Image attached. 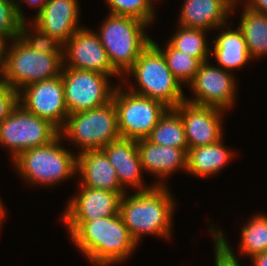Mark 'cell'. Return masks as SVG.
<instances>
[{
  "mask_svg": "<svg viewBox=\"0 0 267 266\" xmlns=\"http://www.w3.org/2000/svg\"><path fill=\"white\" fill-rule=\"evenodd\" d=\"M240 251L253 257L267 251V216L256 215L242 227Z\"/></svg>",
  "mask_w": 267,
  "mask_h": 266,
  "instance_id": "obj_27",
  "label": "cell"
},
{
  "mask_svg": "<svg viewBox=\"0 0 267 266\" xmlns=\"http://www.w3.org/2000/svg\"><path fill=\"white\" fill-rule=\"evenodd\" d=\"M148 23L132 17L109 14L98 34L113 69L121 76L126 73L149 46L145 35Z\"/></svg>",
  "mask_w": 267,
  "mask_h": 266,
  "instance_id": "obj_3",
  "label": "cell"
},
{
  "mask_svg": "<svg viewBox=\"0 0 267 266\" xmlns=\"http://www.w3.org/2000/svg\"><path fill=\"white\" fill-rule=\"evenodd\" d=\"M222 139L216 143L191 148L187 154V171L196 176H209L220 171L233 153L224 148Z\"/></svg>",
  "mask_w": 267,
  "mask_h": 266,
  "instance_id": "obj_22",
  "label": "cell"
},
{
  "mask_svg": "<svg viewBox=\"0 0 267 266\" xmlns=\"http://www.w3.org/2000/svg\"><path fill=\"white\" fill-rule=\"evenodd\" d=\"M60 139L59 134L52 142L25 150L13 160L27 182L51 186L76 174L77 157L59 145Z\"/></svg>",
  "mask_w": 267,
  "mask_h": 266,
  "instance_id": "obj_6",
  "label": "cell"
},
{
  "mask_svg": "<svg viewBox=\"0 0 267 266\" xmlns=\"http://www.w3.org/2000/svg\"><path fill=\"white\" fill-rule=\"evenodd\" d=\"M235 4L234 0H185L179 26L204 30L220 28L226 25L225 20Z\"/></svg>",
  "mask_w": 267,
  "mask_h": 266,
  "instance_id": "obj_19",
  "label": "cell"
},
{
  "mask_svg": "<svg viewBox=\"0 0 267 266\" xmlns=\"http://www.w3.org/2000/svg\"><path fill=\"white\" fill-rule=\"evenodd\" d=\"M78 0H48L37 13L34 25L48 35L55 37L63 45L80 27Z\"/></svg>",
  "mask_w": 267,
  "mask_h": 266,
  "instance_id": "obj_16",
  "label": "cell"
},
{
  "mask_svg": "<svg viewBox=\"0 0 267 266\" xmlns=\"http://www.w3.org/2000/svg\"><path fill=\"white\" fill-rule=\"evenodd\" d=\"M47 1L48 0H26V2H28L29 5L37 7L39 10L38 12H40L43 9Z\"/></svg>",
  "mask_w": 267,
  "mask_h": 266,
  "instance_id": "obj_36",
  "label": "cell"
},
{
  "mask_svg": "<svg viewBox=\"0 0 267 266\" xmlns=\"http://www.w3.org/2000/svg\"><path fill=\"white\" fill-rule=\"evenodd\" d=\"M174 110L182 119L189 149L210 145L222 139L223 109L184 100Z\"/></svg>",
  "mask_w": 267,
  "mask_h": 266,
  "instance_id": "obj_14",
  "label": "cell"
},
{
  "mask_svg": "<svg viewBox=\"0 0 267 266\" xmlns=\"http://www.w3.org/2000/svg\"><path fill=\"white\" fill-rule=\"evenodd\" d=\"M142 170L162 178L179 168L187 170V152L183 149L153 144L147 139L137 141Z\"/></svg>",
  "mask_w": 267,
  "mask_h": 266,
  "instance_id": "obj_20",
  "label": "cell"
},
{
  "mask_svg": "<svg viewBox=\"0 0 267 266\" xmlns=\"http://www.w3.org/2000/svg\"><path fill=\"white\" fill-rule=\"evenodd\" d=\"M215 239V266H240L238 259L234 255L232 248L229 247L227 240L223 237L222 231L212 229Z\"/></svg>",
  "mask_w": 267,
  "mask_h": 266,
  "instance_id": "obj_31",
  "label": "cell"
},
{
  "mask_svg": "<svg viewBox=\"0 0 267 266\" xmlns=\"http://www.w3.org/2000/svg\"><path fill=\"white\" fill-rule=\"evenodd\" d=\"M246 7L267 14V0H248Z\"/></svg>",
  "mask_w": 267,
  "mask_h": 266,
  "instance_id": "obj_33",
  "label": "cell"
},
{
  "mask_svg": "<svg viewBox=\"0 0 267 266\" xmlns=\"http://www.w3.org/2000/svg\"><path fill=\"white\" fill-rule=\"evenodd\" d=\"M117 110L118 131L123 139H146L158 120L169 109L162 102L116 87L113 98Z\"/></svg>",
  "mask_w": 267,
  "mask_h": 266,
  "instance_id": "obj_8",
  "label": "cell"
},
{
  "mask_svg": "<svg viewBox=\"0 0 267 266\" xmlns=\"http://www.w3.org/2000/svg\"><path fill=\"white\" fill-rule=\"evenodd\" d=\"M153 0H106L110 14L132 17L150 24L154 18Z\"/></svg>",
  "mask_w": 267,
  "mask_h": 266,
  "instance_id": "obj_28",
  "label": "cell"
},
{
  "mask_svg": "<svg viewBox=\"0 0 267 266\" xmlns=\"http://www.w3.org/2000/svg\"><path fill=\"white\" fill-rule=\"evenodd\" d=\"M202 62L190 83L196 95L194 99H185L190 103L204 106H214L220 109H229L235 99V81L231 72L219 66H209Z\"/></svg>",
  "mask_w": 267,
  "mask_h": 266,
  "instance_id": "obj_13",
  "label": "cell"
},
{
  "mask_svg": "<svg viewBox=\"0 0 267 266\" xmlns=\"http://www.w3.org/2000/svg\"><path fill=\"white\" fill-rule=\"evenodd\" d=\"M6 42L0 38V74H2L4 68V57H5V45Z\"/></svg>",
  "mask_w": 267,
  "mask_h": 266,
  "instance_id": "obj_35",
  "label": "cell"
},
{
  "mask_svg": "<svg viewBox=\"0 0 267 266\" xmlns=\"http://www.w3.org/2000/svg\"><path fill=\"white\" fill-rule=\"evenodd\" d=\"M24 18L18 3L14 0H0V38L5 42L9 38H18Z\"/></svg>",
  "mask_w": 267,
  "mask_h": 266,
  "instance_id": "obj_29",
  "label": "cell"
},
{
  "mask_svg": "<svg viewBox=\"0 0 267 266\" xmlns=\"http://www.w3.org/2000/svg\"><path fill=\"white\" fill-rule=\"evenodd\" d=\"M207 30L200 28H187L180 26L179 30L169 40V43L178 51L196 57L201 63L208 61L207 40L205 32Z\"/></svg>",
  "mask_w": 267,
  "mask_h": 266,
  "instance_id": "obj_25",
  "label": "cell"
},
{
  "mask_svg": "<svg viewBox=\"0 0 267 266\" xmlns=\"http://www.w3.org/2000/svg\"><path fill=\"white\" fill-rule=\"evenodd\" d=\"M25 20L21 23L19 38L27 44L31 49L45 54H63V44L55 37L46 34L38 27L34 26L35 36L29 35L28 27Z\"/></svg>",
  "mask_w": 267,
  "mask_h": 266,
  "instance_id": "obj_30",
  "label": "cell"
},
{
  "mask_svg": "<svg viewBox=\"0 0 267 266\" xmlns=\"http://www.w3.org/2000/svg\"><path fill=\"white\" fill-rule=\"evenodd\" d=\"M77 172L82 176L81 186L125 193L120 186L114 167L101 149L79 152Z\"/></svg>",
  "mask_w": 267,
  "mask_h": 266,
  "instance_id": "obj_18",
  "label": "cell"
},
{
  "mask_svg": "<svg viewBox=\"0 0 267 266\" xmlns=\"http://www.w3.org/2000/svg\"><path fill=\"white\" fill-rule=\"evenodd\" d=\"M216 38L213 43V53L221 68L233 71L243 67L252 58L239 28L223 31Z\"/></svg>",
  "mask_w": 267,
  "mask_h": 266,
  "instance_id": "obj_21",
  "label": "cell"
},
{
  "mask_svg": "<svg viewBox=\"0 0 267 266\" xmlns=\"http://www.w3.org/2000/svg\"><path fill=\"white\" fill-rule=\"evenodd\" d=\"M63 60L66 61H63V65L67 68L95 71L111 77L119 76L111 66L97 32L88 28L81 27L63 45Z\"/></svg>",
  "mask_w": 267,
  "mask_h": 266,
  "instance_id": "obj_12",
  "label": "cell"
},
{
  "mask_svg": "<svg viewBox=\"0 0 267 266\" xmlns=\"http://www.w3.org/2000/svg\"><path fill=\"white\" fill-rule=\"evenodd\" d=\"M126 73L133 74L138 82L139 90L131 92L158 100L169 109H174L186 99L182 83L175 78L163 54L152 43Z\"/></svg>",
  "mask_w": 267,
  "mask_h": 266,
  "instance_id": "obj_5",
  "label": "cell"
},
{
  "mask_svg": "<svg viewBox=\"0 0 267 266\" xmlns=\"http://www.w3.org/2000/svg\"><path fill=\"white\" fill-rule=\"evenodd\" d=\"M59 134L53 124L27 112L19 104L0 124V143L10 148L13 160L25 150L52 142Z\"/></svg>",
  "mask_w": 267,
  "mask_h": 266,
  "instance_id": "obj_9",
  "label": "cell"
},
{
  "mask_svg": "<svg viewBox=\"0 0 267 266\" xmlns=\"http://www.w3.org/2000/svg\"><path fill=\"white\" fill-rule=\"evenodd\" d=\"M151 43L163 54L170 71L180 83L192 82L201 64L196 57L178 51L169 42L165 48L166 50H161L153 40H151Z\"/></svg>",
  "mask_w": 267,
  "mask_h": 266,
  "instance_id": "obj_26",
  "label": "cell"
},
{
  "mask_svg": "<svg viewBox=\"0 0 267 266\" xmlns=\"http://www.w3.org/2000/svg\"><path fill=\"white\" fill-rule=\"evenodd\" d=\"M254 266H267V251L251 257Z\"/></svg>",
  "mask_w": 267,
  "mask_h": 266,
  "instance_id": "obj_34",
  "label": "cell"
},
{
  "mask_svg": "<svg viewBox=\"0 0 267 266\" xmlns=\"http://www.w3.org/2000/svg\"><path fill=\"white\" fill-rule=\"evenodd\" d=\"M5 210H4V207H3V205H2V202H1V200H0V222L2 221V219H3V217H5L4 215H5ZM1 224V223H0Z\"/></svg>",
  "mask_w": 267,
  "mask_h": 266,
  "instance_id": "obj_37",
  "label": "cell"
},
{
  "mask_svg": "<svg viewBox=\"0 0 267 266\" xmlns=\"http://www.w3.org/2000/svg\"><path fill=\"white\" fill-rule=\"evenodd\" d=\"M18 91L0 79V124L18 106Z\"/></svg>",
  "mask_w": 267,
  "mask_h": 266,
  "instance_id": "obj_32",
  "label": "cell"
},
{
  "mask_svg": "<svg viewBox=\"0 0 267 266\" xmlns=\"http://www.w3.org/2000/svg\"><path fill=\"white\" fill-rule=\"evenodd\" d=\"M238 28L242 31L251 57L267 54V14L245 6Z\"/></svg>",
  "mask_w": 267,
  "mask_h": 266,
  "instance_id": "obj_23",
  "label": "cell"
},
{
  "mask_svg": "<svg viewBox=\"0 0 267 266\" xmlns=\"http://www.w3.org/2000/svg\"><path fill=\"white\" fill-rule=\"evenodd\" d=\"M62 69L61 79L69 114L101 107L112 101L115 88L108 84L109 75L75 68Z\"/></svg>",
  "mask_w": 267,
  "mask_h": 266,
  "instance_id": "obj_10",
  "label": "cell"
},
{
  "mask_svg": "<svg viewBox=\"0 0 267 266\" xmlns=\"http://www.w3.org/2000/svg\"><path fill=\"white\" fill-rule=\"evenodd\" d=\"M81 187L80 195L70 199L63 221H92L119 213L121 196L125 193Z\"/></svg>",
  "mask_w": 267,
  "mask_h": 266,
  "instance_id": "obj_15",
  "label": "cell"
},
{
  "mask_svg": "<svg viewBox=\"0 0 267 266\" xmlns=\"http://www.w3.org/2000/svg\"><path fill=\"white\" fill-rule=\"evenodd\" d=\"M60 136L74 140L81 152L100 150L120 139L117 110L113 101L87 111L69 114Z\"/></svg>",
  "mask_w": 267,
  "mask_h": 266,
  "instance_id": "obj_7",
  "label": "cell"
},
{
  "mask_svg": "<svg viewBox=\"0 0 267 266\" xmlns=\"http://www.w3.org/2000/svg\"><path fill=\"white\" fill-rule=\"evenodd\" d=\"M165 184L159 181L151 189L121 196L119 214L132 238L138 242L142 234L170 237L174 206Z\"/></svg>",
  "mask_w": 267,
  "mask_h": 266,
  "instance_id": "obj_2",
  "label": "cell"
},
{
  "mask_svg": "<svg viewBox=\"0 0 267 266\" xmlns=\"http://www.w3.org/2000/svg\"><path fill=\"white\" fill-rule=\"evenodd\" d=\"M101 150L106 154L109 163L114 167L120 186L123 189H125L124 186H127V184L139 188L138 191H146L154 186L144 188L142 185L141 173L143 170L136 140L120 138Z\"/></svg>",
  "mask_w": 267,
  "mask_h": 266,
  "instance_id": "obj_17",
  "label": "cell"
},
{
  "mask_svg": "<svg viewBox=\"0 0 267 266\" xmlns=\"http://www.w3.org/2000/svg\"><path fill=\"white\" fill-rule=\"evenodd\" d=\"M78 249L95 265L125 260L138 244L120 214L92 221H64Z\"/></svg>",
  "mask_w": 267,
  "mask_h": 266,
  "instance_id": "obj_1",
  "label": "cell"
},
{
  "mask_svg": "<svg viewBox=\"0 0 267 266\" xmlns=\"http://www.w3.org/2000/svg\"><path fill=\"white\" fill-rule=\"evenodd\" d=\"M18 104L27 112L49 121L59 131L69 115L61 75L21 88L18 93Z\"/></svg>",
  "mask_w": 267,
  "mask_h": 266,
  "instance_id": "obj_11",
  "label": "cell"
},
{
  "mask_svg": "<svg viewBox=\"0 0 267 266\" xmlns=\"http://www.w3.org/2000/svg\"><path fill=\"white\" fill-rule=\"evenodd\" d=\"M146 139L156 145L183 149L187 153L189 150L182 119L174 109L164 113Z\"/></svg>",
  "mask_w": 267,
  "mask_h": 266,
  "instance_id": "obj_24",
  "label": "cell"
},
{
  "mask_svg": "<svg viewBox=\"0 0 267 266\" xmlns=\"http://www.w3.org/2000/svg\"><path fill=\"white\" fill-rule=\"evenodd\" d=\"M10 49L5 46L2 79L19 92L21 88L38 81L61 75L63 54H45L31 49L19 37L13 39ZM7 47V50H6Z\"/></svg>",
  "mask_w": 267,
  "mask_h": 266,
  "instance_id": "obj_4",
  "label": "cell"
}]
</instances>
